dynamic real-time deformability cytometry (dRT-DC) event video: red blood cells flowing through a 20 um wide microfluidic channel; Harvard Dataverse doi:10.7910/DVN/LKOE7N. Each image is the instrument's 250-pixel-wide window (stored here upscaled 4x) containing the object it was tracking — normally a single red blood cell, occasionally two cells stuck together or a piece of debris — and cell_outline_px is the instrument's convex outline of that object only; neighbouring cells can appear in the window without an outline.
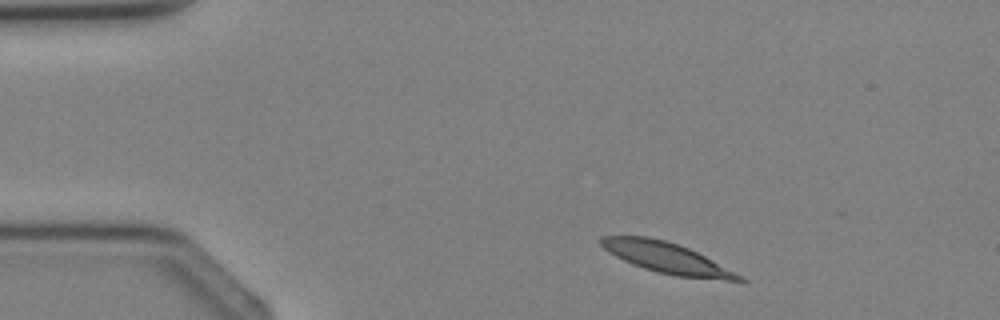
{"species": "Egyptian fruit bat (a non-hibernating species)", "species_latin": "Rousettus aegyptiacus", "temperature_condition": "cold", "stored_images_in_passage": 2, "camera_frame_rate_fps": 3000, "um_per_image_px": 0.085, "animal": {"sex": "female"}, "frame": {"image": 1, "passage_image": 1, "time_ms": 0.0, "image_size_px": [1000, 320], "cell_outline_px": [[748, 280], [744, 284], [676, 276], [656, 272], [632, 264], [608, 252], [600, 244], [600, 236], [648, 236], [664, 240], [688, 248], [744, 276]], "centroid_in_image_um": [56.8, 21.98], "position_along_channel_um": 28.2, "area_um2": 25.14}}